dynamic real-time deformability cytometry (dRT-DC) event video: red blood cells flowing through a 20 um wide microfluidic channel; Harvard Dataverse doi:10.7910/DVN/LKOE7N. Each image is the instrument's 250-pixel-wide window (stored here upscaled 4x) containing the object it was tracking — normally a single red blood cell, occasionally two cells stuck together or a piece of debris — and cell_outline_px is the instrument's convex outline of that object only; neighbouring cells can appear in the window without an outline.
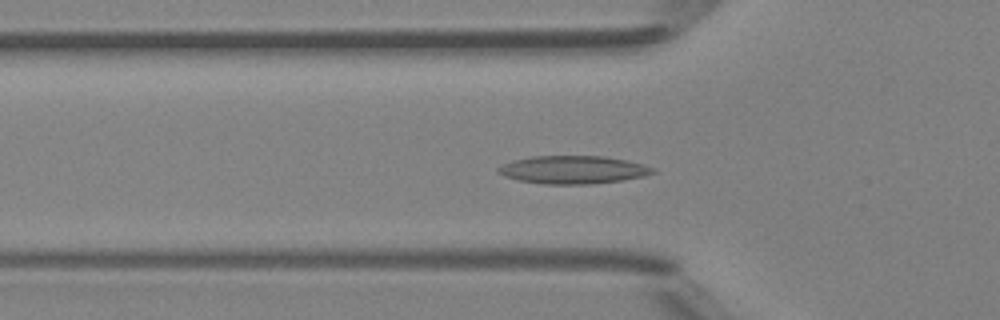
{"species": "Egyptian fruit bat (a non-hibernating species)", "species_latin": "Rousettus aegyptiacus", "temperature_condition": "room temperature", "stored_images_in_passage": 43, "camera_frame_rate_fps": 3000, "um_per_image_px": 0.085, "animal": {"sex": "female"}, "frame": {"image": 1, "passage_image": 10, "time_ms": 3.0, "image_size_px": [1000, 320], "cell_outline_px": [[656, 172], [644, 176], [620, 180], [592, 184], [544, 184], [520, 180], [504, 176], [496, 172], [496, 168], [512, 160], [532, 156], [604, 156], [644, 164], [656, 168]], "centroid_in_image_um": [48.7, 14.42], "position_along_channel_um": 77.1, "area_um2": 25.2}}
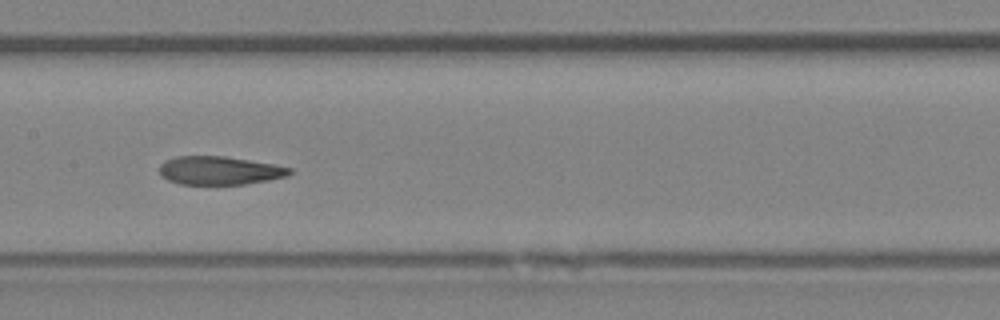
{"frame": {"image": 2, "passage_image": 18, "time_ms": 5.667, "image_size_px": [1000, 320], "cell_outline_px": [[292, 172], [288, 176], [268, 180], [244, 184], [180, 184], [168, 180], [160, 176], [160, 164], [164, 160], [176, 156], [224, 156], [272, 164], [292, 168]], "centroid_in_image_um": [18.63, 14.49], "position_along_channel_um": 188.8, "area_um2": 21.5}}
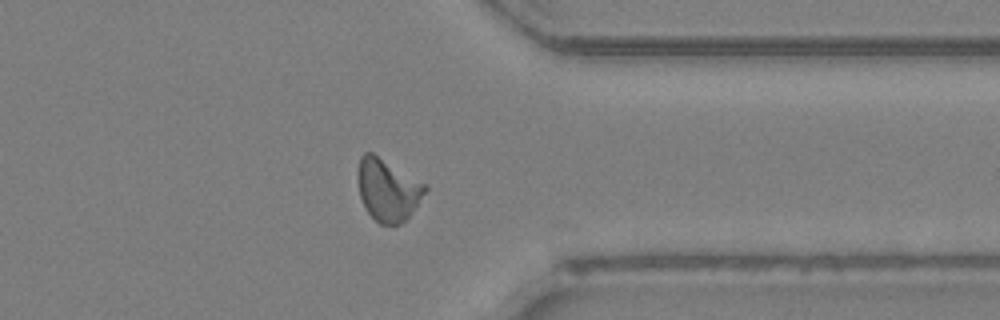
{"frame": {"image": 3, "passage_image": 32, "time_ms": 10.333, "image_size_px": [1000, 320], "cell_outline_px": [[428, 188], [408, 216], [400, 224], [380, 224], [364, 208], [360, 196], [356, 176], [356, 172], [360, 156], [364, 152], [372, 152], [424, 184]], "centroid_in_image_um": [32.89, 16.12], "position_along_channel_um": 378.5, "area_um2": 23.99}, "authors_computed_cell_mechanics": {"area_um2": 22.7154, "velocity_mm_per_s": 4.1915, "shape_relaxation_time_tau1_ms": null, "shape_relaxation_time_tau2_ms": 2.1822, "deformation_change_tau1": null, "deformation_change_tau2": 0.0914}}